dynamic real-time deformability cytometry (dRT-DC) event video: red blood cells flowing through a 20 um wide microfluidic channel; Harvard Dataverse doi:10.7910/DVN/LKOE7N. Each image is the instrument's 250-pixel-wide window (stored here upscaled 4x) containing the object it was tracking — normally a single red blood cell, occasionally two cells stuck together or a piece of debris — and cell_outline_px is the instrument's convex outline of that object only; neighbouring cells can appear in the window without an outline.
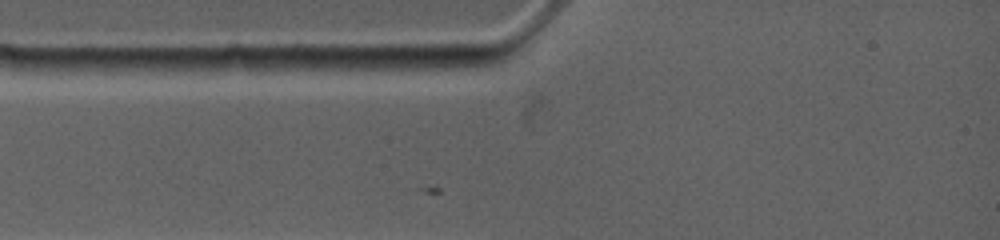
{"species": "common noctule bat (a hibernating species)", "species_latin": "Nyctalus noctula", "temperature_condition": "warm", "stored_images_in_passage": 4, "camera_frame_rate_fps": 4500, "um_per_image_px": 0.085, "animal": {"sex": "female", "body_mass_g": 19.0, "forearm_length_mm": 53.3}, "frame": {"image": 1, "passage_image": 3, "time_ms": 0.667, "image_size_px": [1000, 240], "cell_outline_px": [[272, 68], [264, 72], [204, 76], [156, 76], [132, 64], [128, 60], [228, 56], [244, 56]], "centroid_in_image_um": [17.05, 5.62], "position_along_channel_um": 68.0, "area_um2": 15.49}}